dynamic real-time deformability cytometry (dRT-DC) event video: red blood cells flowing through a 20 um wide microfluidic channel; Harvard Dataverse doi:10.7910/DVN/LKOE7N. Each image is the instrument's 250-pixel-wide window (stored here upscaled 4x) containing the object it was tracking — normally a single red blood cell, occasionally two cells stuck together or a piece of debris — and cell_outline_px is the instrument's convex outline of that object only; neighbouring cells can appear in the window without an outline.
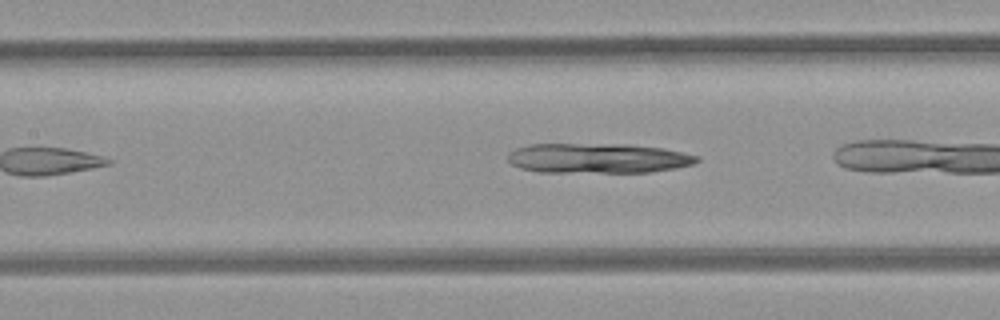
{"species": "common noctule bat (a hibernating species)", "species_latin": "Nyctalus noctula", "temperature_condition": "room temperature", "stored_images_in_passage": 5, "camera_frame_rate_fps": 3000, "um_per_image_px": 0.085, "animal": {"sex": "female", "body_mass_g": 21.9}, "frame": {"image": 1, "passage_image": 4, "time_ms": 1.0, "image_size_px": [1000, 320], "cell_outline_px": [[700, 160], [692, 164], [676, 168], [648, 172], [540, 172], [520, 168], [512, 164], [508, 160], [508, 156], [516, 148], [528, 144], [628, 144], [664, 148], [700, 156]], "centroid_in_image_um": [50.85, 13.44], "position_along_channel_um": 156.6, "area_um2": 33.0}}